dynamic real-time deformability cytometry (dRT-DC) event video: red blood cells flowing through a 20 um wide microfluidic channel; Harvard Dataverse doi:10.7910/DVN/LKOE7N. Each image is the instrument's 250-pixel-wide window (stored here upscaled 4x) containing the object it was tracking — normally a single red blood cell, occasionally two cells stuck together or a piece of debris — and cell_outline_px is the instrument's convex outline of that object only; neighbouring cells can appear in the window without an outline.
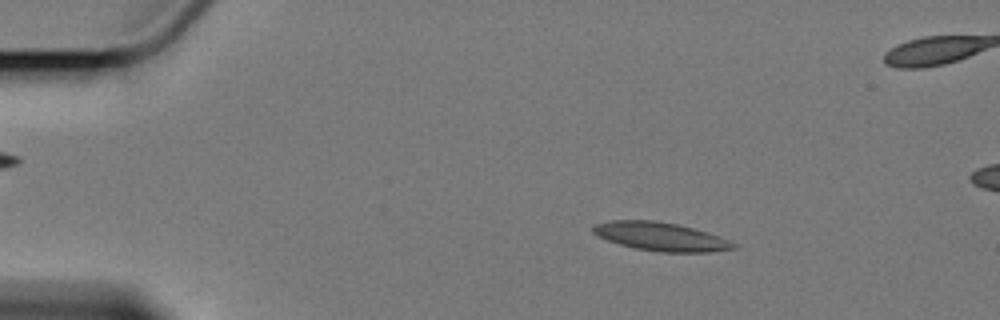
{"species": "Egyptian fruit bat (a non-hibernating species)", "species_latin": "Rousettus aegyptiacus", "temperature_condition": "cold", "stored_images_in_passage": 4, "camera_frame_rate_fps": 3000, "um_per_image_px": 0.085, "animal": {"sex": "female"}, "frame": {"image": 1, "passage_image": 1, "time_ms": 0.0, "image_size_px": [1000, 320], "cell_outline_px": [[736, 248], [708, 252], [660, 252], [636, 248], [620, 244], [608, 240], [592, 232], [592, 224], [608, 220], [656, 220], [676, 224], [708, 232], [728, 240], [736, 244]], "centroid_in_image_um": [56.13, 20.1], "position_along_channel_um": 28.9, "area_um2": 23.18}}